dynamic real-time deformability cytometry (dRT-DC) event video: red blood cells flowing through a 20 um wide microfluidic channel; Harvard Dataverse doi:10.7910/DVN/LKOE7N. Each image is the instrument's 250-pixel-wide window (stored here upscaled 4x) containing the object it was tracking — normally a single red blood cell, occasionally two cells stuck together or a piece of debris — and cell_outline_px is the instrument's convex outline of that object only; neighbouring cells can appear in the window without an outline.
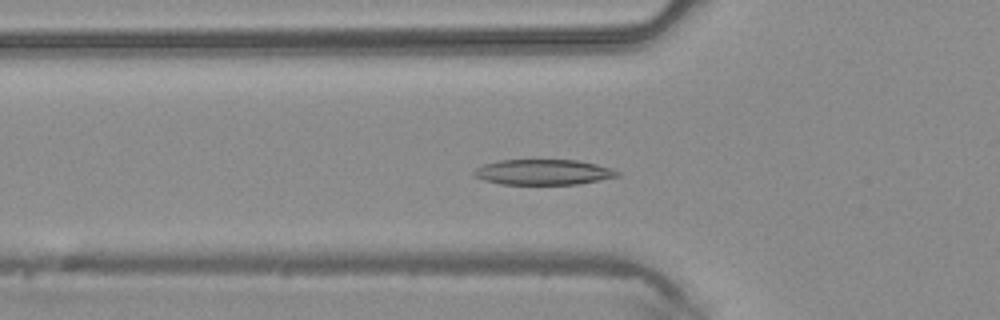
{"species": "common noctule bat (a hibernating species)", "species_latin": "Nyctalus noctula", "temperature_condition": "warm", "stored_images_in_passage": 31, "camera_frame_rate_fps": 3000, "um_per_image_px": 0.085, "animal": {"sex": "male", "body_mass_g": 20.4}, "frame": {"image": 1, "passage_image": 2, "time_ms": 0.333, "image_size_px": [1000, 320], "cell_outline_px": [[620, 176], [580, 184], [500, 184], [484, 180], [476, 176], [472, 172], [476, 168], [484, 164], [500, 160], [576, 160], [596, 164], [612, 168], [620, 172]], "centroid_in_image_um": [46.21, 14.63], "position_along_channel_um": 79.6, "area_um2": 21.21}}
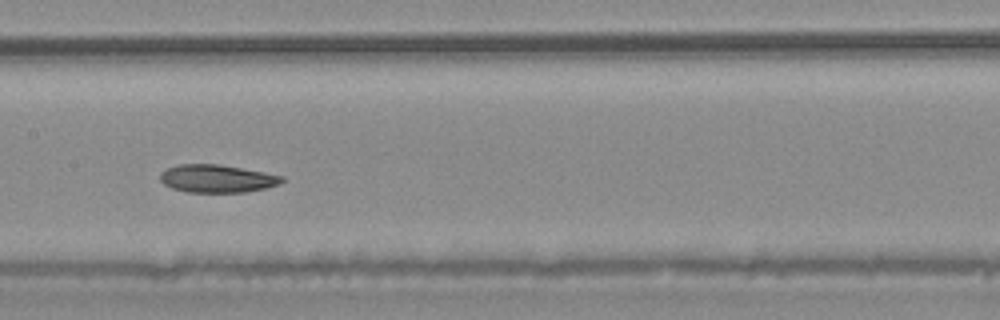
{"frame": {"image": 2, "passage_image": 9, "time_ms": 2.667, "image_size_px": [1000, 320], "cell_outline_px": [[284, 180], [280, 184], [264, 188], [244, 192], [188, 192], [172, 188], [164, 184], [160, 180], [160, 172], [168, 168], [180, 164], [220, 164], [264, 172], [284, 176]], "centroid_in_image_um": [18.45, 15.17], "position_along_channel_um": 189.0, "area_um2": 19.71}}
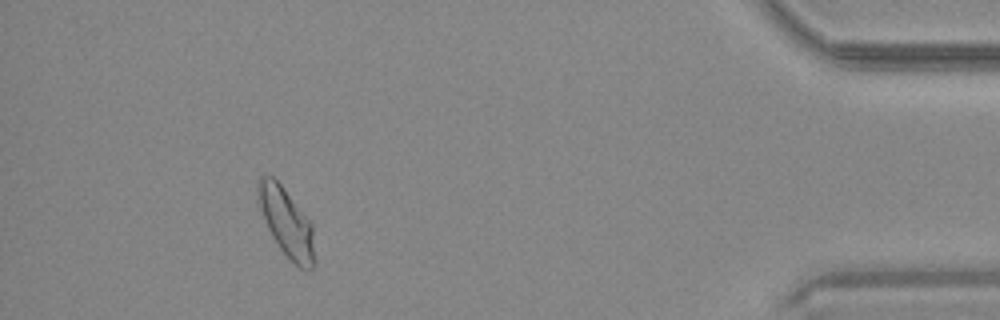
{"frame": {"image": 3, "passage_image": 27, "time_ms": 8.667, "image_size_px": [1000, 320], "cell_outline_px": [[312, 268], [300, 268], [280, 248], [272, 236], [268, 228], [256, 200], [256, 184], [260, 176], [272, 176], [280, 184], [312, 224]], "centroid_in_image_um": [24.26, 18.81], "position_along_channel_um": 410.9, "area_um2": 21.73}}